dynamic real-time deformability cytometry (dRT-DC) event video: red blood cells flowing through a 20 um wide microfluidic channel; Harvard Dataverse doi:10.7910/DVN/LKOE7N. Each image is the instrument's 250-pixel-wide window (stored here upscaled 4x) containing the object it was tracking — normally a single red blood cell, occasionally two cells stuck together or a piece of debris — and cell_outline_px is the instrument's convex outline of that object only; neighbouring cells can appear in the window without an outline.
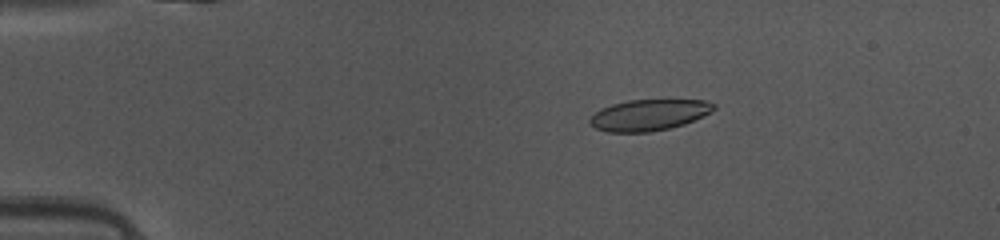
{"species": "common noctule bat (a hibernating species)", "species_latin": "Nyctalus noctula", "temperature_condition": "warm", "stored_images_in_passage": 32, "camera_frame_rate_fps": 3000, "um_per_image_px": 0.085, "animal": {"sex": "female", "body_mass_g": 10.0, "forearm_length_mm": 53.1}, "frame": {"image": 1, "passage_image": 9, "time_ms": 2.667, "image_size_px": [1000, 240], "cell_outline_px": [[716, 108], [712, 112], [684, 124], [668, 128], [648, 132], [608, 132], [596, 128], [588, 124], [588, 120], [600, 108], [612, 104], [628, 100], [704, 100], [716, 104]], "centroid_in_image_um": [55.15, 9.77], "position_along_channel_um": 29.9, "area_um2": 22.48}}
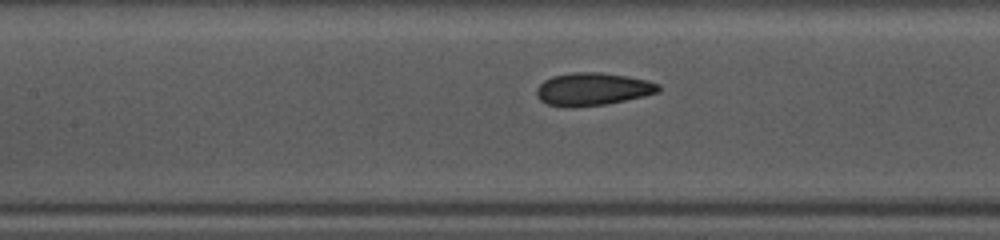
{"frame": {"image": 2, "passage_image": 22, "time_ms": 7.0, "image_size_px": [1000, 240], "cell_outline_px": [[660, 92], [644, 96], [608, 104], [572, 108], [568, 108], [548, 104], [540, 100], [536, 96], [536, 88], [544, 80], [552, 76], [572, 72], [600, 72], [628, 76], [660, 84]], "centroid_in_image_um": [50.35, 7.58], "position_along_channel_um": 157.0, "area_um2": 23.52}}
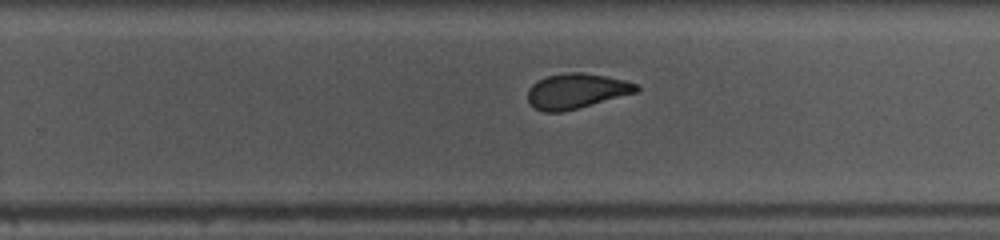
{"frame": {"image": 3, "passage_image": 31, "time_ms": 10.0, "image_size_px": [1000, 240], "cell_outline_px": [[640, 92], [560, 112], [544, 112], [536, 108], [528, 100], [528, 88], [536, 80], [544, 76], [568, 72], [584, 72], [624, 80], [636, 84], [640, 88]], "centroid_in_image_um": [48.99, 7.72], "position_along_channel_um": 280.8, "area_um2": 22.2}}